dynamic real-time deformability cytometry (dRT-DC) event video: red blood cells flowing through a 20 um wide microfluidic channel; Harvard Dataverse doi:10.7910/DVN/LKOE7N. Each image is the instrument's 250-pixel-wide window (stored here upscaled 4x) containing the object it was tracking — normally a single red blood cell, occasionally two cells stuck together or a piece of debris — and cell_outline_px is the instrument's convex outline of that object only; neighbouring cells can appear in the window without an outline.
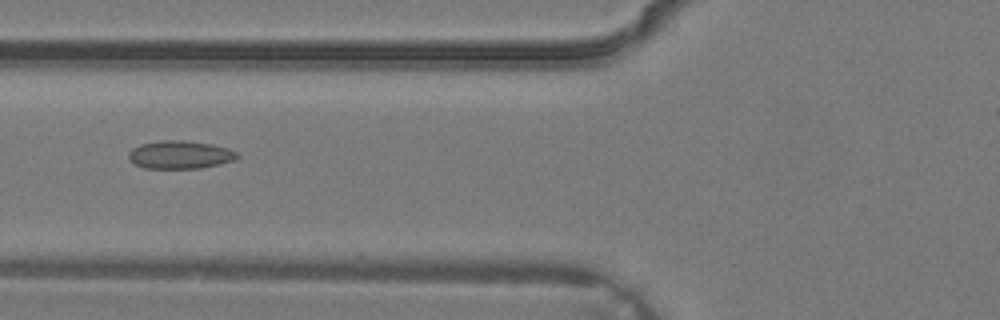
{"species": "common noctule bat (a hibernating species)", "species_latin": "Nyctalus noctula", "temperature_condition": "warm", "stored_images_in_passage": 3, "camera_frame_rate_fps": 3000, "um_per_image_px": 0.085, "animal": {"sex": "male", "body_mass_g": 19.2, "forearm_length_mm": 51.8}, "frame": {"image": 1, "passage_image": 3, "time_ms": 0.667, "image_size_px": [1000, 320], "cell_outline_px": [[240, 156], [236, 160], [220, 164], [200, 168], [144, 168], [128, 160], [128, 152], [132, 148], [140, 144], [160, 140], [184, 140], [212, 144], [228, 148], [236, 152]], "centroid_in_image_um": [15.3, 13.15], "position_along_channel_um": 110.5, "area_um2": 17.92}}